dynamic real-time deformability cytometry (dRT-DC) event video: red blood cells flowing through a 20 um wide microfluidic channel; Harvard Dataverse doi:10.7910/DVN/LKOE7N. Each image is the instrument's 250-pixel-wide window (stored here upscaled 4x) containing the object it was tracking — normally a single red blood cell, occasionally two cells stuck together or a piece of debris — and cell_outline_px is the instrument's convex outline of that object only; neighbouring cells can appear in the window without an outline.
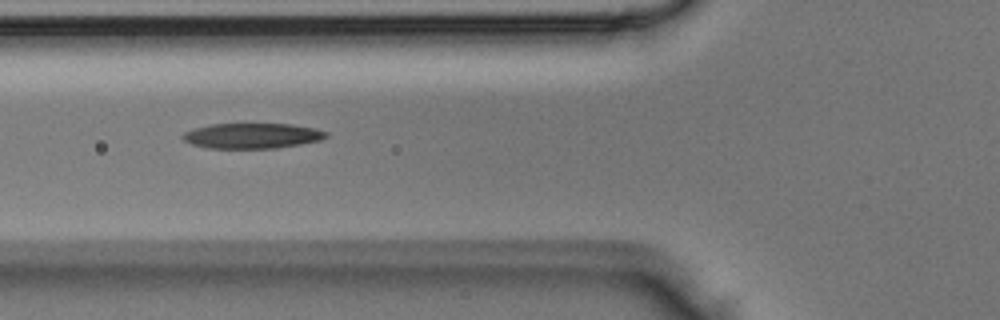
{"species": "Egyptian fruit bat (a non-hibernating species)", "species_latin": "Rousettus aegyptiacus", "temperature_condition": "room temperature", "stored_images_in_passage": 6, "camera_frame_rate_fps": 3000, "um_per_image_px": 0.085, "animal": {"sex": "male"}, "frame": {"image": 1, "passage_image": 5, "time_ms": 1.333, "image_size_px": [1000, 320], "cell_outline_px": [[328, 136], [320, 140], [300, 144], [276, 148], [208, 148], [192, 144], [184, 140], [180, 136], [184, 132], [208, 124], [292, 124], [316, 128], [328, 132]], "centroid_in_image_um": [21.44, 11.54], "position_along_channel_um": 104.4, "area_um2": 21.15}}
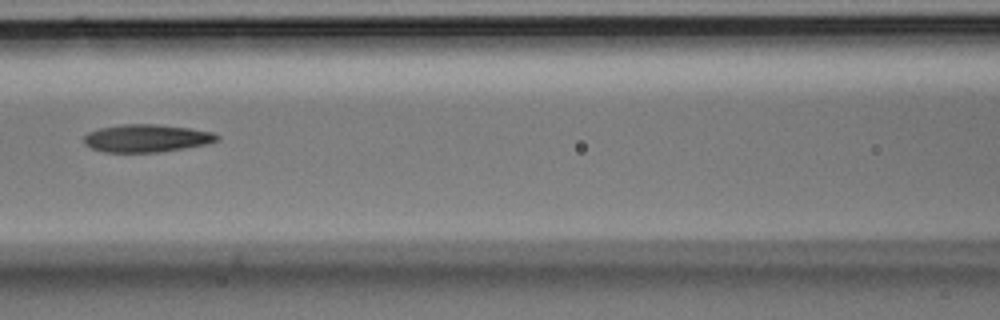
{"frame": {"image": 2, "passage_image": 6, "time_ms": 1.667, "image_size_px": [1000, 320], "cell_outline_px": [[220, 140], [208, 144], [160, 152], [104, 152], [92, 148], [84, 144], [84, 136], [88, 132], [100, 128], [124, 124], [152, 124], [188, 128], [212, 132], [220, 136]], "centroid_in_image_um": [12.47, 11.75], "position_along_channel_um": 154.1, "area_um2": 21.44}}